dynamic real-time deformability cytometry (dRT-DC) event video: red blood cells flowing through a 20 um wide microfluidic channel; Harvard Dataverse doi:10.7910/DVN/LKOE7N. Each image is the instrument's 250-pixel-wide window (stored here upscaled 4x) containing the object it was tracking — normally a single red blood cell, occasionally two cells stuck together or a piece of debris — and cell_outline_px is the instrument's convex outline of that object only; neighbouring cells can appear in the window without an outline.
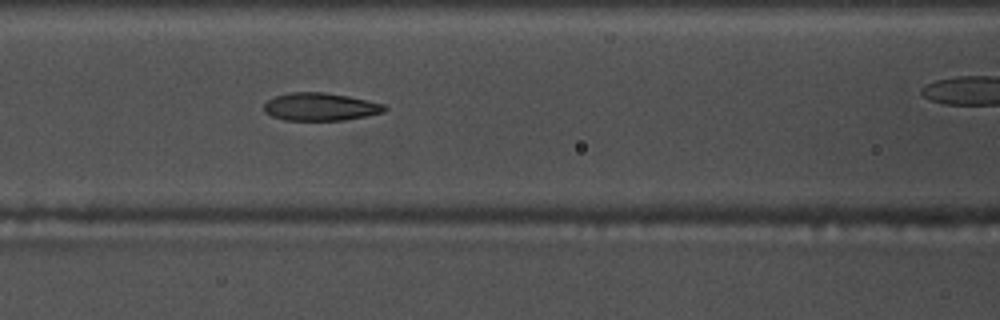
{"species": "common noctule bat (a hibernating species)", "species_latin": "Nyctalus noctula", "temperature_condition": "warm", "stored_images_in_passage": 30, "camera_frame_rate_fps": 3000, "um_per_image_px": 0.085, "animal": {"sex": "male", "body_mass_g": 17.5, "forearm_length_mm": 52.3}, "frame": {"image": 1, "passage_image": 9, "time_ms": 2.667, "image_size_px": [1000, 320], "cell_outline_px": [[388, 108], [384, 112], [344, 120], [284, 120], [272, 116], [264, 112], [264, 104], [268, 100], [276, 96], [292, 92], [324, 92], [348, 96], [368, 100], [384, 104]], "centroid_in_image_um": [27.23, 9.07], "position_along_channel_um": 139.4, "area_um2": 19.48}}